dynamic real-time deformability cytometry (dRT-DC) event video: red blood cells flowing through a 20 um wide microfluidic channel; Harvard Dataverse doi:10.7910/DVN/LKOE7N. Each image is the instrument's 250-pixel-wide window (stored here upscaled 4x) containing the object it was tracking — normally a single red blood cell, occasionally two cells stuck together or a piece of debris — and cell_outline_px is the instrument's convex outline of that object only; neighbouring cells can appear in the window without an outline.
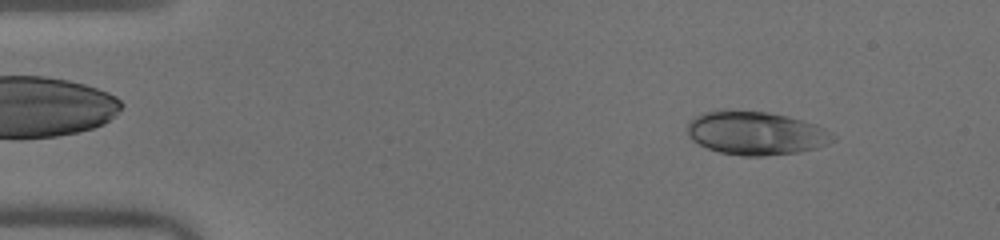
{"species": "human", "species_latin": "Homo sapiens", "temperature_condition": "warm", "stored_images_in_passage": 50, "camera_frame_rate_fps": 3000, "um_per_image_px": 0.085, "donor": {"sex": "male"}, "frame": {"image": 1, "passage_image": 6, "time_ms": 1.667, "image_size_px": [1000, 240], "cell_outline_px": [[836, 140], [828, 144], [816, 148], [796, 152], [764, 156], [740, 156], [720, 152], [708, 148], [692, 140], [688, 136], [688, 124], [696, 116], [704, 112], [768, 112], [788, 116], [816, 124], [832, 132], [836, 136]], "centroid_in_image_um": [64.31, 11.34], "position_along_channel_um": 20.7, "area_um2": 36.36}}
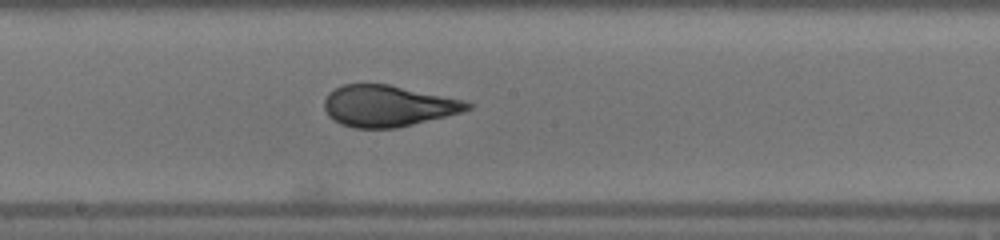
{"frame": {"image": 2, "passage_image": 27, "time_ms": 8.667, "image_size_px": [1000, 240], "cell_outline_px": [[472, 108], [460, 112], [396, 128], [352, 128], [340, 124], [328, 116], [324, 108], [324, 100], [328, 92], [344, 84], [388, 84], [464, 100], [472, 104]], "centroid_in_image_um": [32.92, 9.0], "position_along_channel_um": 215.3, "area_um2": 34.22}}
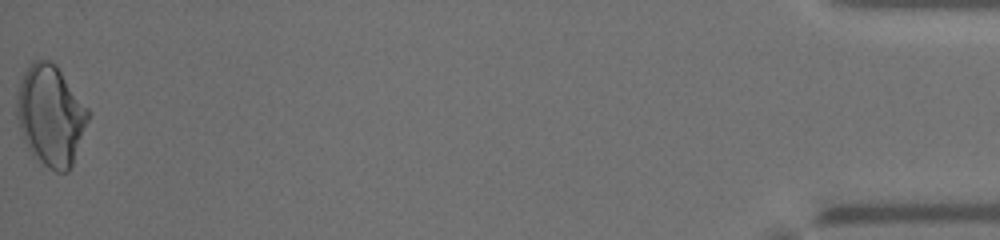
{"frame": {"image": 3, "passage_image": 50, "time_ms": 16.333, "image_size_px": [1000, 240], "cell_outline_px": [[88, 120], [72, 164], [68, 172], [56, 172], [48, 168], [32, 156], [24, 140], [16, 116], [16, 92], [20, 80], [24, 72], [32, 60], [52, 60], [56, 64], [88, 108]], "centroid_in_image_um": [4.27, 9.79], "position_along_channel_um": 430.9, "area_um2": 41.85}, "authors_computed_cell_mechanics": {"area_um2": 35.547, "velocity_mm_per_s": 4.0898, "shape_relaxation_time_tau1_ms": 9.4823, "shape_relaxation_time_tau2_ms": null, "deformation_change_tau1": 0.2702, "deformation_change_tau2": null}}